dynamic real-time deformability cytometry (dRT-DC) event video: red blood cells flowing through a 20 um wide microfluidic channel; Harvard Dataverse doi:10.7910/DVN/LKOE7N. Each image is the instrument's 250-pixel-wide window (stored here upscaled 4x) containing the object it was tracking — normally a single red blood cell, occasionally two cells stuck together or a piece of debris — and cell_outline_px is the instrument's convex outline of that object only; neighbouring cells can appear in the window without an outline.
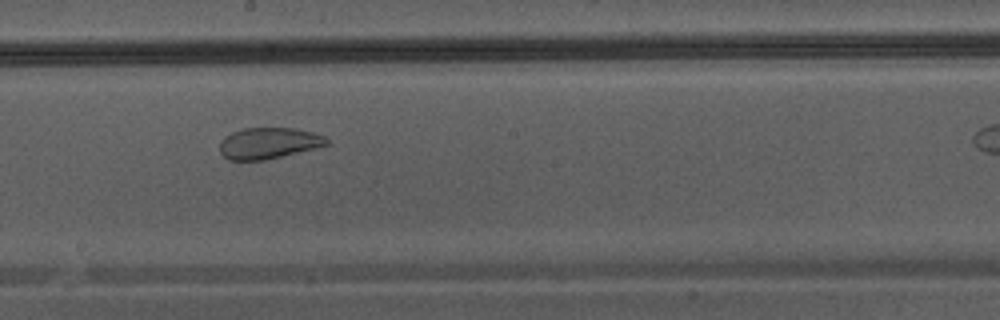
{"species": "Egyptian fruit bat (a non-hibernating species)", "species_latin": "Rousettus aegyptiacus", "temperature_condition": "warm", "stored_images_in_passage": 29, "camera_frame_rate_fps": 3000, "um_per_image_px": 0.085, "animal": {"sex": "male"}, "frame": {"image": 1, "passage_image": 17, "time_ms": 5.333, "image_size_px": [1000, 320], "cell_outline_px": [[328, 144], [316, 148], [264, 160], [228, 160], [220, 152], [220, 140], [224, 136], [232, 132], [244, 128], [296, 128], [312, 132], [324, 136], [328, 140]], "centroid_in_image_um": [22.81, 12.16], "position_along_channel_um": 225.4, "area_um2": 19.42}}